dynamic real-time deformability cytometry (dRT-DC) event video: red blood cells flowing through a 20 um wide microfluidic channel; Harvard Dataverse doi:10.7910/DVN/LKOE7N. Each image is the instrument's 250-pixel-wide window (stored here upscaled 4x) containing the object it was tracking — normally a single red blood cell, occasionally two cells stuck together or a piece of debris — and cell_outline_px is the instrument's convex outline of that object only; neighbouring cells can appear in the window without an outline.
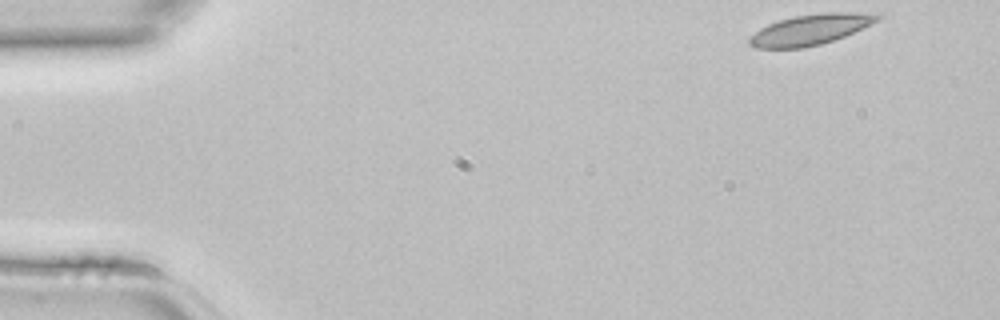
{"species": "common noctule bat (a hibernating species)", "species_latin": "Nyctalus noctula", "temperature_condition": "room temperature", "stored_images_in_passage": 10, "camera_frame_rate_fps": 3000, "um_per_image_px": 0.085, "animal": {"sex": "female", "body_mass_g": 22.7, "forearm_length_mm": 54.2}, "frame": {"image": 1, "passage_image": 1, "time_ms": 0.0, "image_size_px": [1000, 320], "cell_outline_px": [[884, 16], [880, 20], [844, 36], [820, 44], [804, 48], [756, 48], [748, 44], [748, 40], [760, 28], [768, 24], [780, 20], [796, 16], [824, 12], [880, 12]], "centroid_in_image_um": [68.96, 2.49], "position_along_channel_um": 16.0, "area_um2": 22.83}}